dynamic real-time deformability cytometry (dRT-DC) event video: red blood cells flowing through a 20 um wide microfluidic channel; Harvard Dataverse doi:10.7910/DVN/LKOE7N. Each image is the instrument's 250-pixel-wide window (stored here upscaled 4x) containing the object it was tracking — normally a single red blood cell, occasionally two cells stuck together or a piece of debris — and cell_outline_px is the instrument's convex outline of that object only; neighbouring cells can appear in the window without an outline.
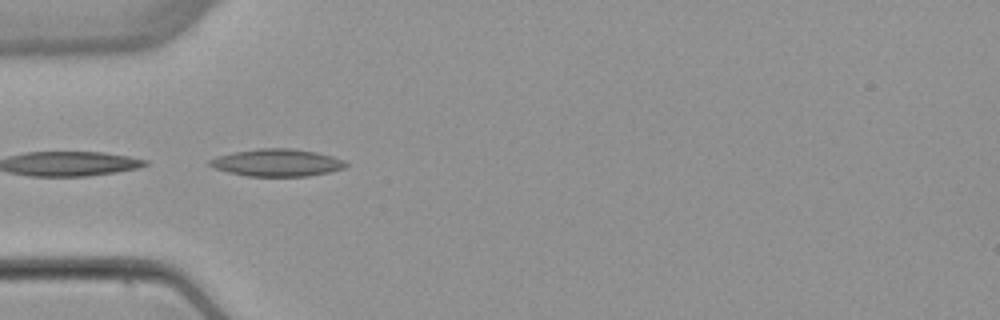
{"species": "common noctule bat (a hibernating species)", "species_latin": "Nyctalus noctula", "temperature_condition": "warm", "stored_images_in_passage": 7, "camera_frame_rate_fps": 3000, "um_per_image_px": 0.085, "animal": {"sex": "female", "body_mass_g": 22.7, "forearm_length_mm": 54.2}, "frame": {"image": 1, "passage_image": 5, "time_ms": 5.0, "image_size_px": [1000, 320], "cell_outline_px": [[348, 164], [344, 168], [328, 172], [308, 176], [248, 176], [228, 172], [212, 168], [208, 164], [208, 160], [232, 152], [256, 148], [292, 148], [316, 152], [332, 156], [344, 160]], "centroid_in_image_um": [23.53, 13.82], "position_along_channel_um": 61.5, "area_um2": 21.73}}
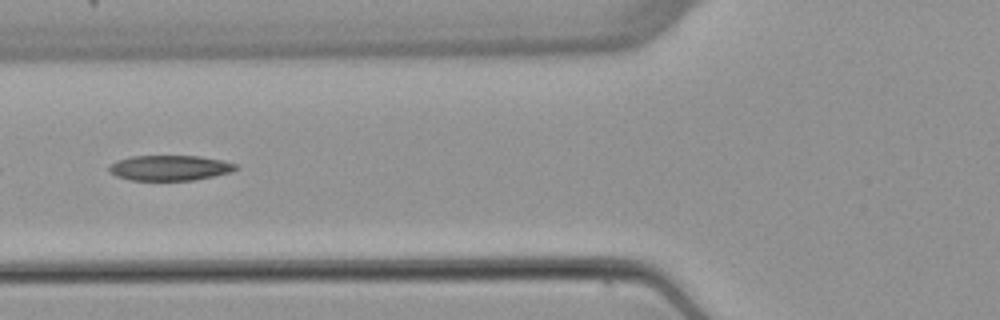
{"frame": {"image": 2, "passage_image": 6, "time_ms": 6.333, "image_size_px": [1000, 320], "cell_outline_px": [[240, 168], [232, 172], [192, 180], [128, 180], [116, 176], [108, 172], [108, 164], [116, 160], [132, 156], [200, 156], [224, 160], [236, 164]], "centroid_in_image_um": [14.41, 14.26], "position_along_channel_um": 111.4, "area_um2": 18.9}}
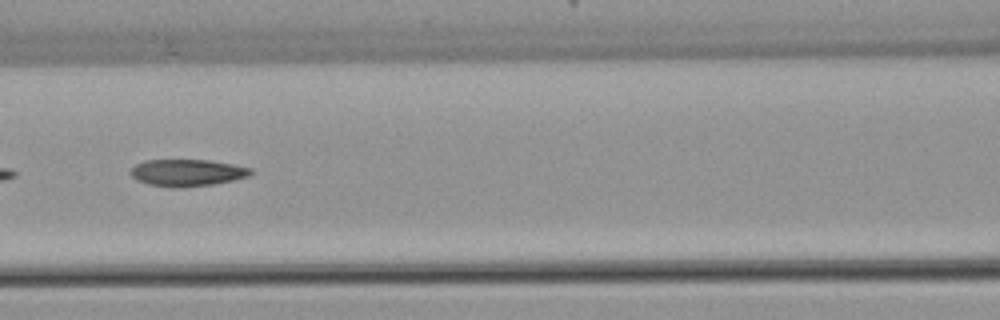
{"frame": {"image": 3, "passage_image": 7, "time_ms": 7.333, "image_size_px": [1000, 320], "cell_outline_px": [[256, 172], [248, 176], [232, 180], [212, 184], [180, 188], [172, 188], [148, 184], [136, 180], [128, 172], [136, 164], [144, 160], [208, 160], [232, 164], [252, 168]], "centroid_in_image_um": [15.9, 14.68], "position_along_channel_um": 150.7, "area_um2": 18.96}}